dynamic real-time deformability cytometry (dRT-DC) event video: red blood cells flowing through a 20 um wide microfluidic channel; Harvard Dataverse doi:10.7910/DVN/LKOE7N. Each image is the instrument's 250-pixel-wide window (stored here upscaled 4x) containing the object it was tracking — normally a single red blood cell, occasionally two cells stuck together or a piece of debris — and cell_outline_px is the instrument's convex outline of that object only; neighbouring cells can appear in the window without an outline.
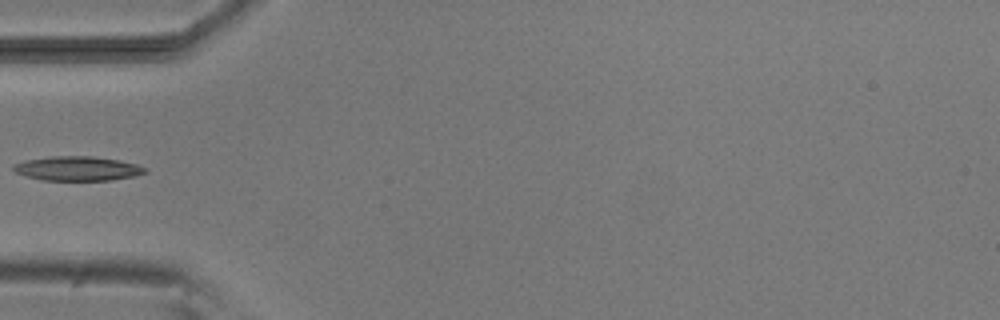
{"species": "common noctule bat (a hibernating species)", "species_latin": "Nyctalus noctula", "temperature_condition": "room temperature", "stored_images_in_passage": 6, "camera_frame_rate_fps": 3000, "um_per_image_px": 0.085, "animal": {"sex": "male", "body_mass_g": 20.5, "forearm_length_mm": 52.5}, "frame": {"image": 1, "passage_image": 5, "time_ms": 4.667, "image_size_px": [1000, 320], "cell_outline_px": [[148, 172], [136, 176], [112, 180], [40, 180], [24, 176], [16, 172], [12, 168], [12, 164], [24, 160], [48, 156], [92, 156], [120, 160], [136, 164], [148, 168]], "centroid_in_image_um": [6.58, 14.32], "position_along_channel_um": 78.4, "area_um2": 19.02}}
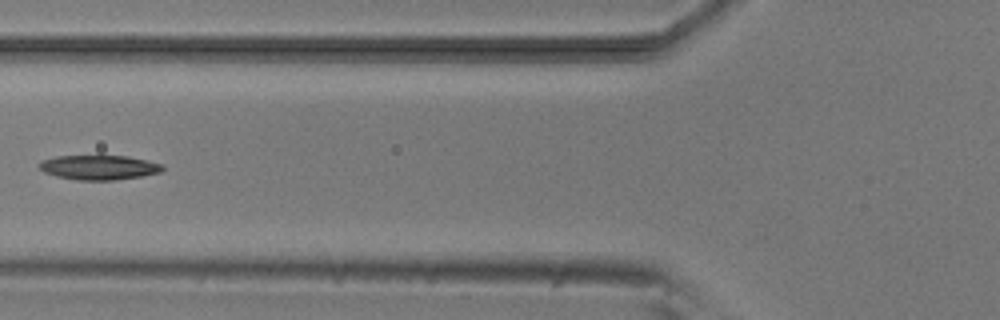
{"frame": {"image": 2, "passage_image": 6, "time_ms": 5.667, "image_size_px": [1000, 320], "cell_outline_px": [[164, 168], [160, 172], [140, 176], [116, 180], [76, 180], [56, 176], [44, 172], [36, 164], [40, 160], [56, 156], [128, 156], [148, 160], [164, 164]], "centroid_in_image_um": [8.39, 14.22], "position_along_channel_um": 117.4, "area_um2": 17.8}}